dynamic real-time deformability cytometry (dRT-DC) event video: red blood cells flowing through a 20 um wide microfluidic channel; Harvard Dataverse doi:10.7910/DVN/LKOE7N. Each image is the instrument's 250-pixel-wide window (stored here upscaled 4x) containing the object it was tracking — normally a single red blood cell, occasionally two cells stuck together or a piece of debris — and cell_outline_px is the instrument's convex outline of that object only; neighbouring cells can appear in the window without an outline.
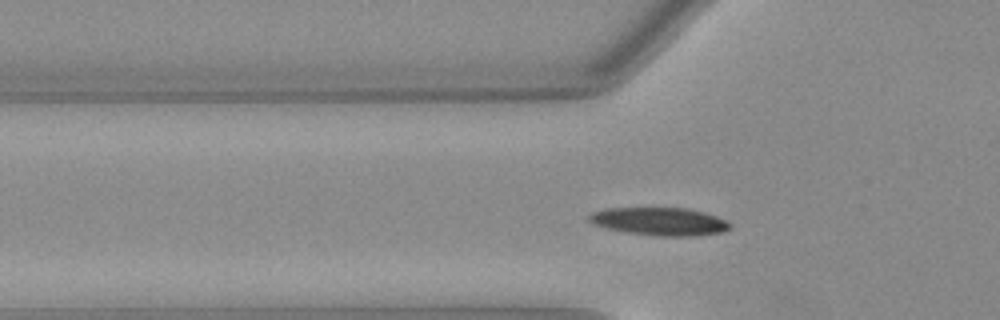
{"species": "Egyptian fruit bat (a non-hibernating species)", "species_latin": "Rousettus aegyptiacus", "temperature_condition": "warm", "stored_images_in_passage": 50, "camera_frame_rate_fps": 3000, "um_per_image_px": 0.085, "animal": {"sex": "female"}, "frame": {"image": 1, "passage_image": 15, "time_ms": 4.667, "image_size_px": [1000, 320], "cell_outline_px": [[728, 228], [720, 232], [688, 236], [652, 236], [628, 232], [608, 228], [592, 224], [588, 220], [588, 216], [592, 212], [608, 208], [688, 208], [704, 212], [716, 216], [724, 220], [728, 224]], "centroid_in_image_um": [55.99, 18.81], "position_along_channel_um": 69.8, "area_um2": 22.6}}
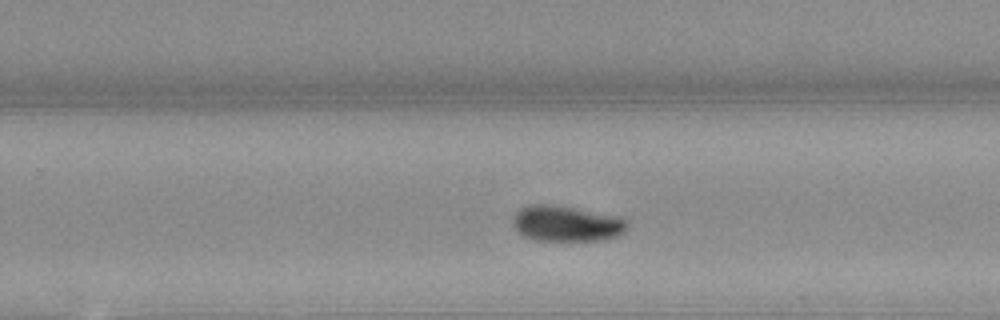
{"frame": {"image": 2, "passage_image": 31, "time_ms": 10.0, "image_size_px": [1000, 320], "cell_outline_px": [[628, 224], [624, 232], [616, 236], [604, 240], [532, 240], [516, 232], [512, 224], [516, 212], [520, 208], [528, 204], [552, 204], [620, 216]], "centroid_in_image_um": [48.11, 19.0], "position_along_channel_um": 281.7, "area_um2": 23.93}}
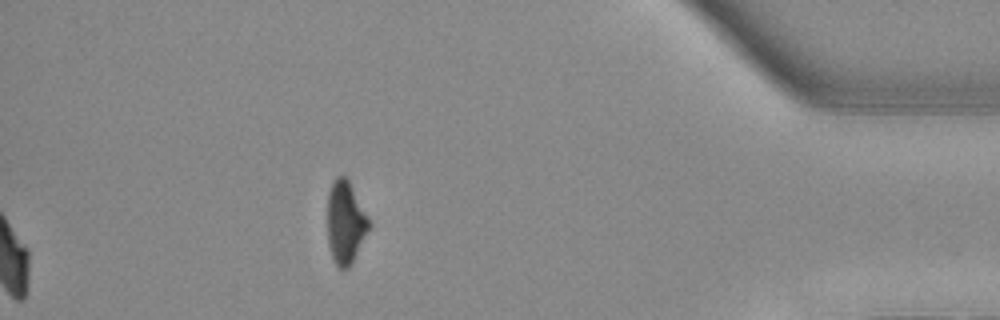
{"frame": {"image": 3, "passage_image": 50, "time_ms": 16.333, "image_size_px": [1000, 320], "cell_outline_px": [[372, 224], [352, 264], [348, 268], [340, 268], [336, 264], [332, 256], [328, 244], [328, 192], [336, 176], [344, 176], [348, 180]], "centroid_in_image_um": [29.38, 18.93], "position_along_channel_um": 405.8, "area_um2": 19.88}, "authors_computed_cell_mechanics": {"area_um2": 22.3108, "velocity_mm_per_s": 3.9933, "shape_relaxation_time_tau1_ms": 3.1218, "shape_relaxation_time_tau2_ms": null, "deformation_change_tau1": 0.1507, "deformation_change_tau2": null}}